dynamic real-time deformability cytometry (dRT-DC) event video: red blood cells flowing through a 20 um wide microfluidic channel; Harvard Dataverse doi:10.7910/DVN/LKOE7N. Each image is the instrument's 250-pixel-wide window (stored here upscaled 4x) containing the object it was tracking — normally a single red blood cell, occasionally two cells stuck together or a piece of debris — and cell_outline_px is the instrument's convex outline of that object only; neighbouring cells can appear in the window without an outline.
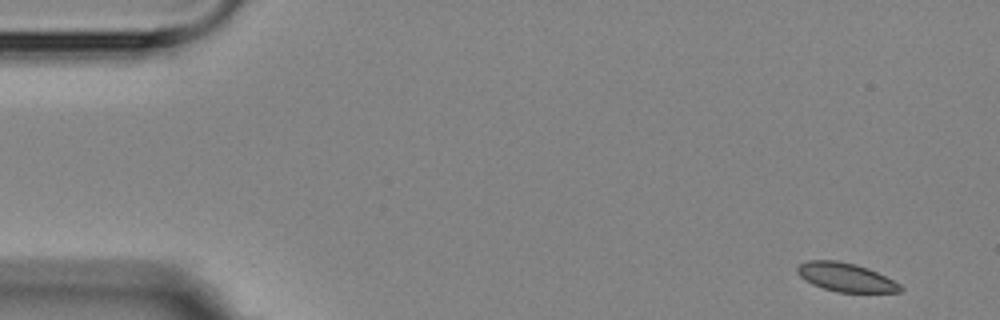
{"species": "Egyptian fruit bat (a non-hibernating species)", "species_latin": "Rousettus aegyptiacus", "temperature_condition": "room temperature", "stored_images_in_passage": 8, "camera_frame_rate_fps": 3000, "um_per_image_px": 0.085, "animal": {"sex": "female"}, "frame": {"image": 1, "passage_image": 1, "time_ms": 0.0, "image_size_px": [1000, 320], "cell_outline_px": [[904, 288], [900, 292], [836, 292], [812, 284], [800, 276], [796, 272], [796, 268], [800, 264], [808, 260], [836, 260], [868, 268], [900, 284]], "centroid_in_image_um": [71.87, 23.57], "position_along_channel_um": 13.1, "area_um2": 16.99}}
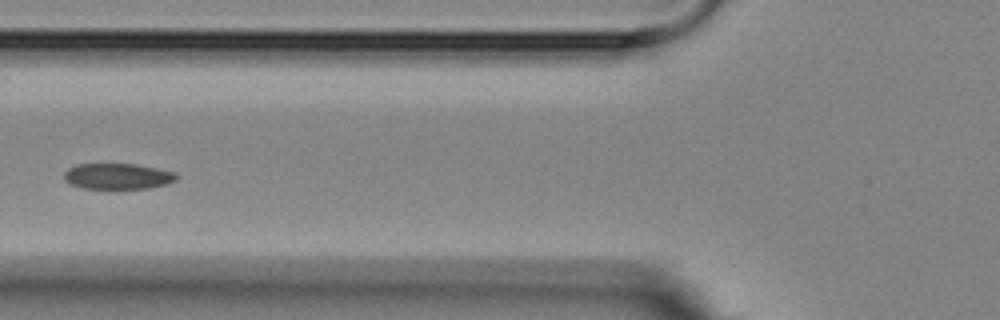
{"frame": {"image": 2, "passage_image": 6, "time_ms": 6.0, "image_size_px": [1000, 320], "cell_outline_px": [[176, 180], [164, 184], [148, 188], [116, 192], [112, 192], [80, 188], [64, 180], [64, 172], [68, 168], [76, 164], [136, 164], [176, 172]], "centroid_in_image_um": [9.95, 15.04], "position_along_channel_um": 115.8, "area_um2": 17.8}}
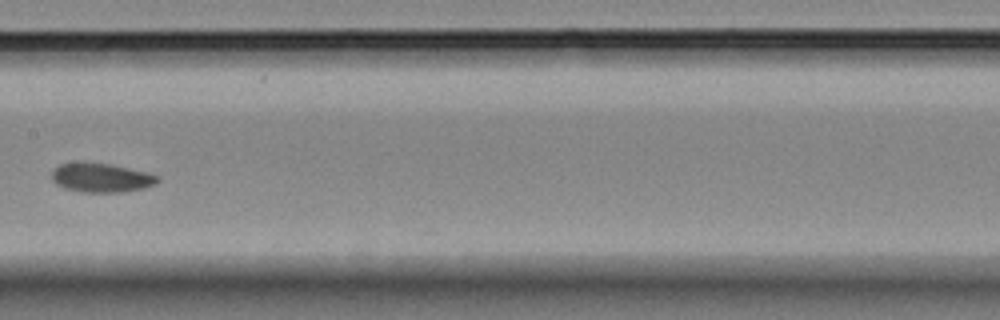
{"frame": {"image": 3, "passage_image": 8, "time_ms": 8.333, "image_size_px": [1000, 320], "cell_outline_px": [[160, 180], [156, 184], [144, 188], [124, 192], [80, 192], [64, 188], [56, 184], [52, 180], [52, 168], [60, 164], [80, 160], [112, 164], [148, 172], [160, 176]], "centroid_in_image_um": [8.59, 15.08], "position_along_channel_um": 198.8, "area_um2": 18.61}}